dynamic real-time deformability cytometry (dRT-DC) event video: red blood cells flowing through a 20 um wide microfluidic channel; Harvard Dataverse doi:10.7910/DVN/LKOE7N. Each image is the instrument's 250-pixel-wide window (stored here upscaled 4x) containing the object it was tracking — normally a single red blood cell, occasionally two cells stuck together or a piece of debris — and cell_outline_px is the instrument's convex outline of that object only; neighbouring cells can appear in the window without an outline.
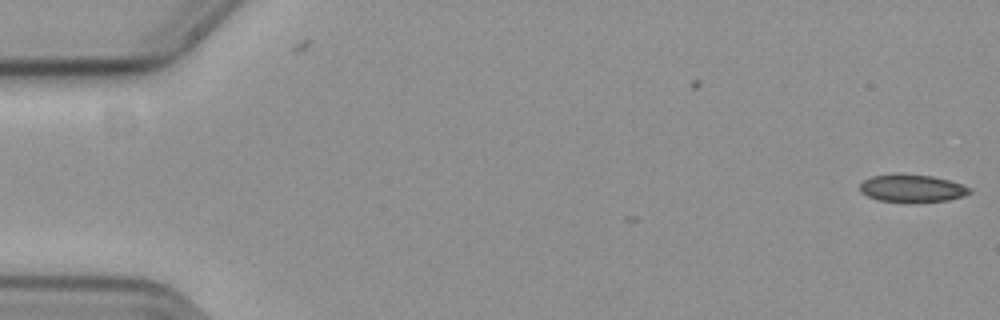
{"species": "common noctule bat (a hibernating species)", "species_latin": "Nyctalus noctula", "temperature_condition": "cold", "stored_images_in_passage": 2, "camera_frame_rate_fps": 3000, "um_per_image_px": 0.085, "animal": {"sex": "female", "body_mass_g": 19.3, "forearm_length_mm": 54.1}, "frame": {"image": 1, "passage_image": 2, "time_ms": 0.333, "image_size_px": [1000, 320], "cell_outline_px": [[972, 192], [964, 196], [948, 200], [880, 200], [868, 196], [860, 192], [860, 184], [864, 180], [872, 176], [932, 176], [948, 180], [972, 188]], "centroid_in_image_um": [77.56, 16.01], "position_along_channel_um": 7.4, "area_um2": 16.42}}